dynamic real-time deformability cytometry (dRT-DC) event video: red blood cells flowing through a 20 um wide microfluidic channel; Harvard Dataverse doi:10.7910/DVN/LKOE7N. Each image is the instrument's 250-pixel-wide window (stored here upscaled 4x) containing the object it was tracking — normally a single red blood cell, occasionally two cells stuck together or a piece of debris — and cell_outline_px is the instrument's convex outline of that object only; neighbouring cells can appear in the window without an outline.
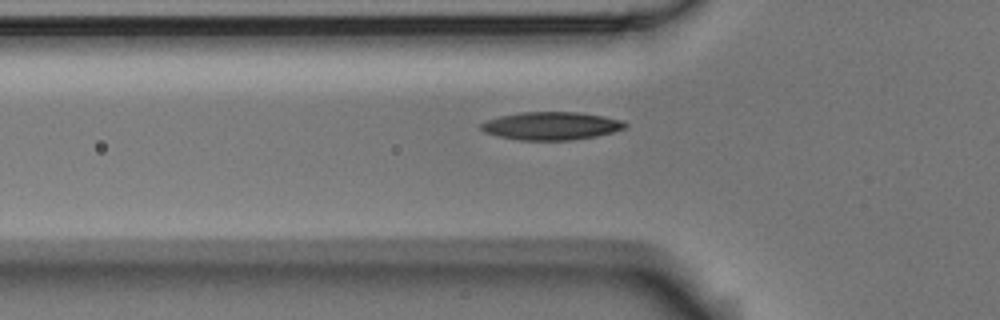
{"species": "Egyptian fruit bat (a non-hibernating species)", "species_latin": "Rousettus aegyptiacus", "temperature_condition": "room temperature", "stored_images_in_passage": 39, "camera_frame_rate_fps": 3000, "um_per_image_px": 0.085, "animal": {"sex": "male"}, "frame": {"image": 1, "passage_image": 4, "time_ms": 1.0, "image_size_px": [1000, 320], "cell_outline_px": [[628, 124], [624, 128], [612, 132], [596, 136], [572, 140], [520, 140], [500, 136], [484, 132], [480, 128], [480, 124], [488, 120], [500, 116], [524, 112], [576, 112], [604, 116], [620, 120]], "centroid_in_image_um": [46.86, 10.7], "position_along_channel_um": 78.9, "area_um2": 23.24}}
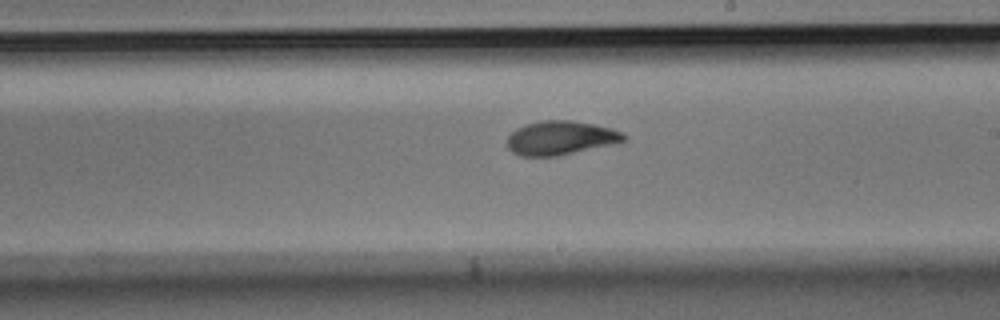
{"frame": {"image": 2, "passage_image": 17, "time_ms": 5.333, "image_size_px": [1000, 320], "cell_outline_px": [[624, 140], [612, 144], [556, 156], [520, 156], [512, 152], [508, 148], [504, 140], [516, 128], [524, 124], [544, 120], [572, 120], [612, 128], [624, 132]], "centroid_in_image_um": [47.58, 11.71], "position_along_channel_um": 241.4, "area_um2": 23.06}}
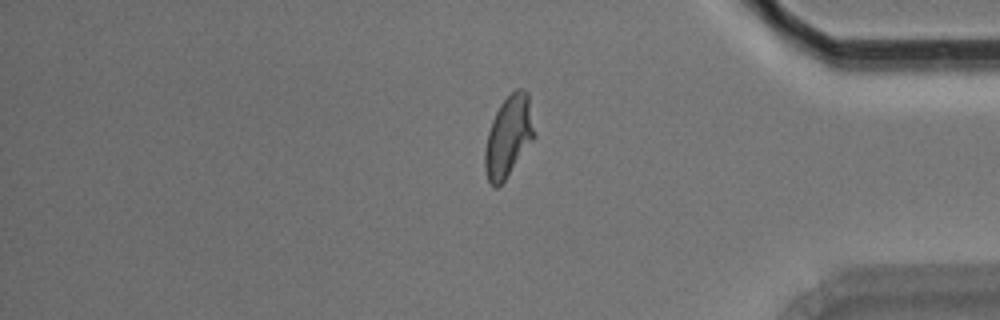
{"frame": {"image": 3, "passage_image": 31, "time_ms": 10.0, "image_size_px": [1000, 320], "cell_outline_px": [[536, 136], [504, 180], [496, 188], [492, 188], [488, 180], [484, 168], [484, 152], [488, 132], [492, 120], [500, 104], [516, 88], [520, 88], [528, 92], [536, 132]], "centroid_in_image_um": [43.23, 11.58], "position_along_channel_um": 392.0, "area_um2": 23.41}}